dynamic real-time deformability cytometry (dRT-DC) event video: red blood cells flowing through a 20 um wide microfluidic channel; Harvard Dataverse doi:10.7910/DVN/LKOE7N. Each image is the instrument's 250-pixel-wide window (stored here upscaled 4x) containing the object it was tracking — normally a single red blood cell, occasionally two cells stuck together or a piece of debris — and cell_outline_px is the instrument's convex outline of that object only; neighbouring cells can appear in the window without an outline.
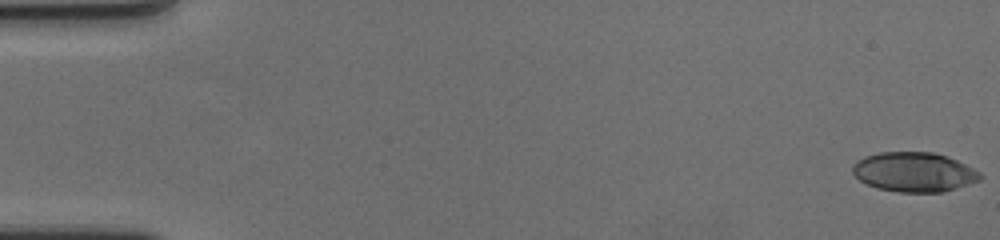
{"species": "human", "species_latin": "Homo sapiens", "temperature_condition": "cold", "stored_images_in_passage": 60, "camera_frame_rate_fps": 3000, "um_per_image_px": 0.085, "donor": {"sex": "female"}, "frame": {"image": 1, "passage_image": 1, "time_ms": 0.0, "image_size_px": [1000, 240], "cell_outline_px": [[984, 176], [980, 180], [944, 192], [900, 192], [876, 188], [860, 180], [852, 172], [852, 164], [856, 160], [864, 156], [880, 152], [932, 152], [956, 160], [980, 172]], "centroid_in_image_um": [77.67, 14.62], "position_along_channel_um": 7.3, "area_um2": 29.36}}
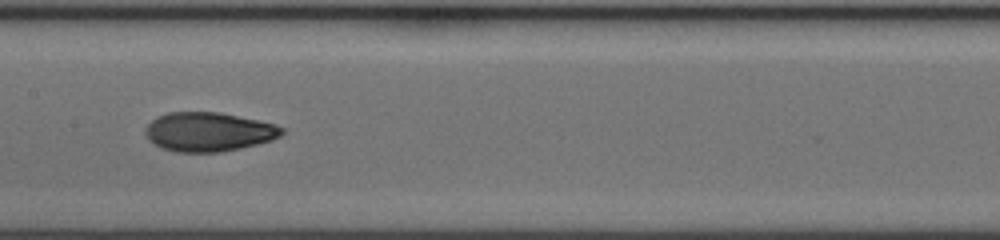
{"frame": {"image": 2, "passage_image": 31, "time_ms": 10.0, "image_size_px": [1000, 240], "cell_outline_px": [[284, 132], [280, 136], [272, 140], [240, 148], [220, 152], [176, 152], [160, 148], [152, 144], [148, 140], [144, 132], [144, 128], [156, 116], [168, 112], [220, 112], [276, 124], [284, 128]], "centroid_in_image_um": [17.69, 11.21], "position_along_channel_um": 189.7, "area_um2": 31.39}}
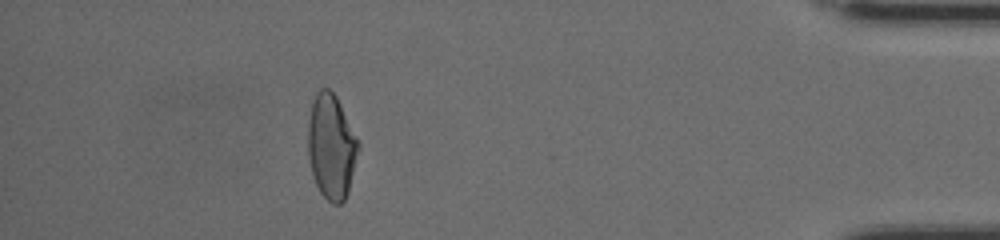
{"frame": {"image": 3, "passage_image": 54, "time_ms": 17.667, "image_size_px": [1000, 240], "cell_outline_px": [[360, 148], [348, 192], [344, 200], [340, 204], [332, 204], [320, 192], [312, 176], [308, 156], [308, 120], [312, 100], [316, 92], [320, 88], [328, 88], [336, 96], [360, 140]], "centroid_in_image_um": [28.17, 12.44], "position_along_channel_um": 407.0, "area_um2": 31.21}, "authors_computed_cell_mechanics": {"area_um2": 30.5473, "velocity_mm_per_s": 3.5003, "shape_relaxation_time_tau1_ms": 5.6544, "shape_relaxation_time_tau2_ms": 2.1131, "deformation_change_tau1": 0.2063, "deformation_change_tau2": 0.071}}